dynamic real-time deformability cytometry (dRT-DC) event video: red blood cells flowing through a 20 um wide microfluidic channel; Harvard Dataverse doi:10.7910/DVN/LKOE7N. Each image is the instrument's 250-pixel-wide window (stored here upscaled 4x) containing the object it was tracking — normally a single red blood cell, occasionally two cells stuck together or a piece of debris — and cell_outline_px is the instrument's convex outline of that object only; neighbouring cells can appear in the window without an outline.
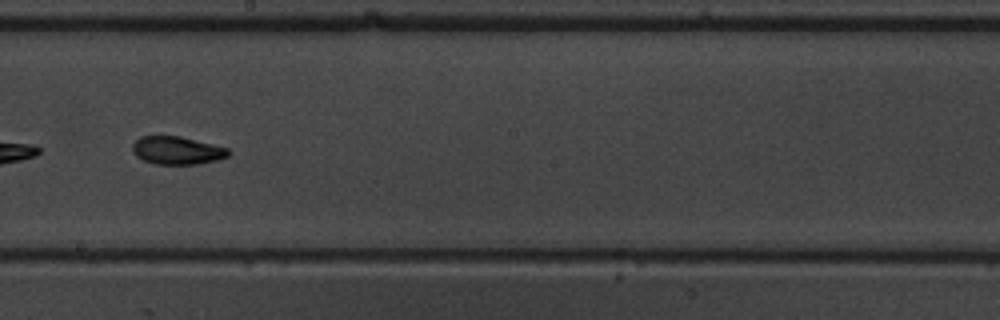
{"species": "common noctule bat (a hibernating species)", "species_latin": "Nyctalus noctula", "temperature_condition": "warm", "stored_images_in_passage": 18, "camera_frame_rate_fps": 3000, "um_per_image_px": 0.085, "animal": {"sex": "male", "body_mass_g": 19.5, "forearm_length_mm": 54.6}, "frame": {"image": 1, "passage_image": 16, "time_ms": 5.0, "image_size_px": [1000, 320], "cell_outline_px": [[232, 152], [228, 156], [216, 160], [196, 164], [156, 164], [144, 160], [136, 156], [132, 152], [132, 144], [140, 136], [180, 136], [228, 148]], "centroid_in_image_um": [15.04, 12.78], "position_along_channel_um": 233.2, "area_um2": 15.61}}